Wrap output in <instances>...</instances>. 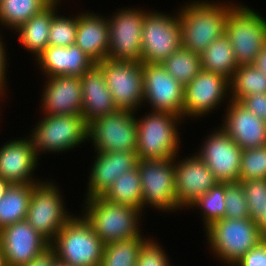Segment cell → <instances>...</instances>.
<instances>
[{
  "instance_id": "1",
  "label": "cell",
  "mask_w": 266,
  "mask_h": 266,
  "mask_svg": "<svg viewBox=\"0 0 266 266\" xmlns=\"http://www.w3.org/2000/svg\"><path fill=\"white\" fill-rule=\"evenodd\" d=\"M237 5L195 0L181 6L177 13L182 30V47L201 55L213 41L225 34L229 13Z\"/></svg>"
},
{
  "instance_id": "2",
  "label": "cell",
  "mask_w": 266,
  "mask_h": 266,
  "mask_svg": "<svg viewBox=\"0 0 266 266\" xmlns=\"http://www.w3.org/2000/svg\"><path fill=\"white\" fill-rule=\"evenodd\" d=\"M84 202L86 206L83 216L104 245L141 236V209L116 204L102 196L91 197Z\"/></svg>"
},
{
  "instance_id": "3",
  "label": "cell",
  "mask_w": 266,
  "mask_h": 266,
  "mask_svg": "<svg viewBox=\"0 0 266 266\" xmlns=\"http://www.w3.org/2000/svg\"><path fill=\"white\" fill-rule=\"evenodd\" d=\"M78 216V217H77ZM73 216L50 242L56 260L69 266H100L104 243L82 216Z\"/></svg>"
},
{
  "instance_id": "4",
  "label": "cell",
  "mask_w": 266,
  "mask_h": 266,
  "mask_svg": "<svg viewBox=\"0 0 266 266\" xmlns=\"http://www.w3.org/2000/svg\"><path fill=\"white\" fill-rule=\"evenodd\" d=\"M214 257L233 266L264 239L256 219L223 218L205 229ZM231 264V265H230Z\"/></svg>"
},
{
  "instance_id": "5",
  "label": "cell",
  "mask_w": 266,
  "mask_h": 266,
  "mask_svg": "<svg viewBox=\"0 0 266 266\" xmlns=\"http://www.w3.org/2000/svg\"><path fill=\"white\" fill-rule=\"evenodd\" d=\"M151 112L141 119L136 118L139 159L175 158L181 145L177 125L183 118L170 112Z\"/></svg>"
},
{
  "instance_id": "6",
  "label": "cell",
  "mask_w": 266,
  "mask_h": 266,
  "mask_svg": "<svg viewBox=\"0 0 266 266\" xmlns=\"http://www.w3.org/2000/svg\"><path fill=\"white\" fill-rule=\"evenodd\" d=\"M225 34L238 65H253L266 44V19L253 8L237 5L229 13Z\"/></svg>"
},
{
  "instance_id": "7",
  "label": "cell",
  "mask_w": 266,
  "mask_h": 266,
  "mask_svg": "<svg viewBox=\"0 0 266 266\" xmlns=\"http://www.w3.org/2000/svg\"><path fill=\"white\" fill-rule=\"evenodd\" d=\"M88 123L83 115H44L31 131L37 156L41 152L68 151L87 140Z\"/></svg>"
},
{
  "instance_id": "8",
  "label": "cell",
  "mask_w": 266,
  "mask_h": 266,
  "mask_svg": "<svg viewBox=\"0 0 266 266\" xmlns=\"http://www.w3.org/2000/svg\"><path fill=\"white\" fill-rule=\"evenodd\" d=\"M87 140L94 152L136 151L137 122L135 112L117 109L88 123Z\"/></svg>"
},
{
  "instance_id": "9",
  "label": "cell",
  "mask_w": 266,
  "mask_h": 266,
  "mask_svg": "<svg viewBox=\"0 0 266 266\" xmlns=\"http://www.w3.org/2000/svg\"><path fill=\"white\" fill-rule=\"evenodd\" d=\"M41 181L33 186L27 211V222L51 242L62 227L74 216L68 213L57 186Z\"/></svg>"
},
{
  "instance_id": "10",
  "label": "cell",
  "mask_w": 266,
  "mask_h": 266,
  "mask_svg": "<svg viewBox=\"0 0 266 266\" xmlns=\"http://www.w3.org/2000/svg\"><path fill=\"white\" fill-rule=\"evenodd\" d=\"M137 167L142 186V211L146 206L163 212L179 210L175 191V158L139 159Z\"/></svg>"
},
{
  "instance_id": "11",
  "label": "cell",
  "mask_w": 266,
  "mask_h": 266,
  "mask_svg": "<svg viewBox=\"0 0 266 266\" xmlns=\"http://www.w3.org/2000/svg\"><path fill=\"white\" fill-rule=\"evenodd\" d=\"M96 64L104 73L115 106L137 113L144 102L143 63L104 59Z\"/></svg>"
},
{
  "instance_id": "12",
  "label": "cell",
  "mask_w": 266,
  "mask_h": 266,
  "mask_svg": "<svg viewBox=\"0 0 266 266\" xmlns=\"http://www.w3.org/2000/svg\"><path fill=\"white\" fill-rule=\"evenodd\" d=\"M176 15V16H174ZM149 11L142 25V63L161 64L182 47L178 14Z\"/></svg>"
},
{
  "instance_id": "13",
  "label": "cell",
  "mask_w": 266,
  "mask_h": 266,
  "mask_svg": "<svg viewBox=\"0 0 266 266\" xmlns=\"http://www.w3.org/2000/svg\"><path fill=\"white\" fill-rule=\"evenodd\" d=\"M148 12L140 8H124L109 17L107 59L142 62V25Z\"/></svg>"
},
{
  "instance_id": "14",
  "label": "cell",
  "mask_w": 266,
  "mask_h": 266,
  "mask_svg": "<svg viewBox=\"0 0 266 266\" xmlns=\"http://www.w3.org/2000/svg\"><path fill=\"white\" fill-rule=\"evenodd\" d=\"M144 103L152 111L170 112L183 118L184 86L161 64L143 63Z\"/></svg>"
},
{
  "instance_id": "15",
  "label": "cell",
  "mask_w": 266,
  "mask_h": 266,
  "mask_svg": "<svg viewBox=\"0 0 266 266\" xmlns=\"http://www.w3.org/2000/svg\"><path fill=\"white\" fill-rule=\"evenodd\" d=\"M213 130L196 153L220 183L239 182L242 149L222 129Z\"/></svg>"
},
{
  "instance_id": "16",
  "label": "cell",
  "mask_w": 266,
  "mask_h": 266,
  "mask_svg": "<svg viewBox=\"0 0 266 266\" xmlns=\"http://www.w3.org/2000/svg\"><path fill=\"white\" fill-rule=\"evenodd\" d=\"M229 90L228 79L201 69L184 87L183 119L206 116L225 101Z\"/></svg>"
},
{
  "instance_id": "17",
  "label": "cell",
  "mask_w": 266,
  "mask_h": 266,
  "mask_svg": "<svg viewBox=\"0 0 266 266\" xmlns=\"http://www.w3.org/2000/svg\"><path fill=\"white\" fill-rule=\"evenodd\" d=\"M0 245L5 266H23L50 247V242L27 220L0 230Z\"/></svg>"
},
{
  "instance_id": "18",
  "label": "cell",
  "mask_w": 266,
  "mask_h": 266,
  "mask_svg": "<svg viewBox=\"0 0 266 266\" xmlns=\"http://www.w3.org/2000/svg\"><path fill=\"white\" fill-rule=\"evenodd\" d=\"M175 156V191L177 207L189 209L199 197L212 189L218 181L198 155L179 161ZM178 159V161L176 160Z\"/></svg>"
},
{
  "instance_id": "19",
  "label": "cell",
  "mask_w": 266,
  "mask_h": 266,
  "mask_svg": "<svg viewBox=\"0 0 266 266\" xmlns=\"http://www.w3.org/2000/svg\"><path fill=\"white\" fill-rule=\"evenodd\" d=\"M38 160L30 137L10 140L0 147V176L11 184L39 183L33 179Z\"/></svg>"
},
{
  "instance_id": "20",
  "label": "cell",
  "mask_w": 266,
  "mask_h": 266,
  "mask_svg": "<svg viewBox=\"0 0 266 266\" xmlns=\"http://www.w3.org/2000/svg\"><path fill=\"white\" fill-rule=\"evenodd\" d=\"M41 108L45 115H82L81 78L60 75L46 79Z\"/></svg>"
},
{
  "instance_id": "21",
  "label": "cell",
  "mask_w": 266,
  "mask_h": 266,
  "mask_svg": "<svg viewBox=\"0 0 266 266\" xmlns=\"http://www.w3.org/2000/svg\"><path fill=\"white\" fill-rule=\"evenodd\" d=\"M228 100L222 129L242 150L265 146L266 123L239 101Z\"/></svg>"
},
{
  "instance_id": "22",
  "label": "cell",
  "mask_w": 266,
  "mask_h": 266,
  "mask_svg": "<svg viewBox=\"0 0 266 266\" xmlns=\"http://www.w3.org/2000/svg\"><path fill=\"white\" fill-rule=\"evenodd\" d=\"M95 157L85 199L102 196L117 178L137 167L139 161L136 151L97 152Z\"/></svg>"
},
{
  "instance_id": "23",
  "label": "cell",
  "mask_w": 266,
  "mask_h": 266,
  "mask_svg": "<svg viewBox=\"0 0 266 266\" xmlns=\"http://www.w3.org/2000/svg\"><path fill=\"white\" fill-rule=\"evenodd\" d=\"M35 59L47 78L60 75L81 77L95 64L76 44L68 47L48 45Z\"/></svg>"
},
{
  "instance_id": "24",
  "label": "cell",
  "mask_w": 266,
  "mask_h": 266,
  "mask_svg": "<svg viewBox=\"0 0 266 266\" xmlns=\"http://www.w3.org/2000/svg\"><path fill=\"white\" fill-rule=\"evenodd\" d=\"M80 78L83 99L82 115L87 123L118 109L106 86L104 73L96 63Z\"/></svg>"
},
{
  "instance_id": "25",
  "label": "cell",
  "mask_w": 266,
  "mask_h": 266,
  "mask_svg": "<svg viewBox=\"0 0 266 266\" xmlns=\"http://www.w3.org/2000/svg\"><path fill=\"white\" fill-rule=\"evenodd\" d=\"M75 44L95 63L107 59L109 47L108 17L89 13L78 15Z\"/></svg>"
},
{
  "instance_id": "26",
  "label": "cell",
  "mask_w": 266,
  "mask_h": 266,
  "mask_svg": "<svg viewBox=\"0 0 266 266\" xmlns=\"http://www.w3.org/2000/svg\"><path fill=\"white\" fill-rule=\"evenodd\" d=\"M57 5H48L40 13L32 16L15 31L20 45L37 58L48 46L49 32L53 16L58 12Z\"/></svg>"
},
{
  "instance_id": "27",
  "label": "cell",
  "mask_w": 266,
  "mask_h": 266,
  "mask_svg": "<svg viewBox=\"0 0 266 266\" xmlns=\"http://www.w3.org/2000/svg\"><path fill=\"white\" fill-rule=\"evenodd\" d=\"M200 60L201 69L219 74L229 81L239 67L226 34L213 41L200 55Z\"/></svg>"
},
{
  "instance_id": "28",
  "label": "cell",
  "mask_w": 266,
  "mask_h": 266,
  "mask_svg": "<svg viewBox=\"0 0 266 266\" xmlns=\"http://www.w3.org/2000/svg\"><path fill=\"white\" fill-rule=\"evenodd\" d=\"M35 184L37 183L9 185L6 194L0 198V230L26 219Z\"/></svg>"
},
{
  "instance_id": "29",
  "label": "cell",
  "mask_w": 266,
  "mask_h": 266,
  "mask_svg": "<svg viewBox=\"0 0 266 266\" xmlns=\"http://www.w3.org/2000/svg\"><path fill=\"white\" fill-rule=\"evenodd\" d=\"M106 200L142 210V186L138 167L125 172L102 195Z\"/></svg>"
},
{
  "instance_id": "30",
  "label": "cell",
  "mask_w": 266,
  "mask_h": 266,
  "mask_svg": "<svg viewBox=\"0 0 266 266\" xmlns=\"http://www.w3.org/2000/svg\"><path fill=\"white\" fill-rule=\"evenodd\" d=\"M230 82L228 96L232 101H240L243 97L256 93H266V75L254 65H241L235 72Z\"/></svg>"
},
{
  "instance_id": "31",
  "label": "cell",
  "mask_w": 266,
  "mask_h": 266,
  "mask_svg": "<svg viewBox=\"0 0 266 266\" xmlns=\"http://www.w3.org/2000/svg\"><path fill=\"white\" fill-rule=\"evenodd\" d=\"M48 5L44 0H0V25L16 30Z\"/></svg>"
},
{
  "instance_id": "32",
  "label": "cell",
  "mask_w": 266,
  "mask_h": 266,
  "mask_svg": "<svg viewBox=\"0 0 266 266\" xmlns=\"http://www.w3.org/2000/svg\"><path fill=\"white\" fill-rule=\"evenodd\" d=\"M146 239L141 235L104 245L100 266H136L140 249Z\"/></svg>"
},
{
  "instance_id": "33",
  "label": "cell",
  "mask_w": 266,
  "mask_h": 266,
  "mask_svg": "<svg viewBox=\"0 0 266 266\" xmlns=\"http://www.w3.org/2000/svg\"><path fill=\"white\" fill-rule=\"evenodd\" d=\"M161 65L185 87L201 70L200 54L181 47Z\"/></svg>"
},
{
  "instance_id": "34",
  "label": "cell",
  "mask_w": 266,
  "mask_h": 266,
  "mask_svg": "<svg viewBox=\"0 0 266 266\" xmlns=\"http://www.w3.org/2000/svg\"><path fill=\"white\" fill-rule=\"evenodd\" d=\"M225 183L218 182L212 189L199 197L189 207L201 210L205 229L212 223L224 218L225 213Z\"/></svg>"
},
{
  "instance_id": "35",
  "label": "cell",
  "mask_w": 266,
  "mask_h": 266,
  "mask_svg": "<svg viewBox=\"0 0 266 266\" xmlns=\"http://www.w3.org/2000/svg\"><path fill=\"white\" fill-rule=\"evenodd\" d=\"M266 179V145L242 150L239 181Z\"/></svg>"
},
{
  "instance_id": "36",
  "label": "cell",
  "mask_w": 266,
  "mask_h": 266,
  "mask_svg": "<svg viewBox=\"0 0 266 266\" xmlns=\"http://www.w3.org/2000/svg\"><path fill=\"white\" fill-rule=\"evenodd\" d=\"M77 27L78 15L67 18L56 13L51 22L48 45L68 47L75 44Z\"/></svg>"
},
{
  "instance_id": "37",
  "label": "cell",
  "mask_w": 266,
  "mask_h": 266,
  "mask_svg": "<svg viewBox=\"0 0 266 266\" xmlns=\"http://www.w3.org/2000/svg\"><path fill=\"white\" fill-rule=\"evenodd\" d=\"M225 213L224 218H250L247 200L240 182L225 183Z\"/></svg>"
},
{
  "instance_id": "38",
  "label": "cell",
  "mask_w": 266,
  "mask_h": 266,
  "mask_svg": "<svg viewBox=\"0 0 266 266\" xmlns=\"http://www.w3.org/2000/svg\"><path fill=\"white\" fill-rule=\"evenodd\" d=\"M239 182L244 190L250 218L257 219L266 206V179Z\"/></svg>"
},
{
  "instance_id": "39",
  "label": "cell",
  "mask_w": 266,
  "mask_h": 266,
  "mask_svg": "<svg viewBox=\"0 0 266 266\" xmlns=\"http://www.w3.org/2000/svg\"><path fill=\"white\" fill-rule=\"evenodd\" d=\"M165 253L163 248L148 236L142 244L136 266H172Z\"/></svg>"
},
{
  "instance_id": "40",
  "label": "cell",
  "mask_w": 266,
  "mask_h": 266,
  "mask_svg": "<svg viewBox=\"0 0 266 266\" xmlns=\"http://www.w3.org/2000/svg\"><path fill=\"white\" fill-rule=\"evenodd\" d=\"M239 102L266 123V93L249 95Z\"/></svg>"
},
{
  "instance_id": "41",
  "label": "cell",
  "mask_w": 266,
  "mask_h": 266,
  "mask_svg": "<svg viewBox=\"0 0 266 266\" xmlns=\"http://www.w3.org/2000/svg\"><path fill=\"white\" fill-rule=\"evenodd\" d=\"M233 266H266V240L247 252Z\"/></svg>"
},
{
  "instance_id": "42",
  "label": "cell",
  "mask_w": 266,
  "mask_h": 266,
  "mask_svg": "<svg viewBox=\"0 0 266 266\" xmlns=\"http://www.w3.org/2000/svg\"><path fill=\"white\" fill-rule=\"evenodd\" d=\"M2 37L0 35V99L5 96L6 94V90L7 88L5 89L6 87V81L7 79L6 78V70H7V67L8 66L7 64V59H6V52H5V47L6 45L3 44V41H2ZM5 46V47H4ZM4 94V95H3ZM3 95V96H2Z\"/></svg>"
},
{
  "instance_id": "43",
  "label": "cell",
  "mask_w": 266,
  "mask_h": 266,
  "mask_svg": "<svg viewBox=\"0 0 266 266\" xmlns=\"http://www.w3.org/2000/svg\"><path fill=\"white\" fill-rule=\"evenodd\" d=\"M56 260V256L51 247L45 250L43 253L36 256L28 264L23 266H51V264Z\"/></svg>"
},
{
  "instance_id": "44",
  "label": "cell",
  "mask_w": 266,
  "mask_h": 266,
  "mask_svg": "<svg viewBox=\"0 0 266 266\" xmlns=\"http://www.w3.org/2000/svg\"><path fill=\"white\" fill-rule=\"evenodd\" d=\"M259 71L266 75V44L262 47V50L256 57L253 64Z\"/></svg>"
},
{
  "instance_id": "45",
  "label": "cell",
  "mask_w": 266,
  "mask_h": 266,
  "mask_svg": "<svg viewBox=\"0 0 266 266\" xmlns=\"http://www.w3.org/2000/svg\"><path fill=\"white\" fill-rule=\"evenodd\" d=\"M261 230L263 239L266 240V206L262 214L256 219Z\"/></svg>"
},
{
  "instance_id": "46",
  "label": "cell",
  "mask_w": 266,
  "mask_h": 266,
  "mask_svg": "<svg viewBox=\"0 0 266 266\" xmlns=\"http://www.w3.org/2000/svg\"><path fill=\"white\" fill-rule=\"evenodd\" d=\"M10 184V182L0 176V198H2L6 194L7 188Z\"/></svg>"
},
{
  "instance_id": "47",
  "label": "cell",
  "mask_w": 266,
  "mask_h": 266,
  "mask_svg": "<svg viewBox=\"0 0 266 266\" xmlns=\"http://www.w3.org/2000/svg\"><path fill=\"white\" fill-rule=\"evenodd\" d=\"M46 1L49 5H57V3L59 4V2H61V0H44Z\"/></svg>"
},
{
  "instance_id": "48",
  "label": "cell",
  "mask_w": 266,
  "mask_h": 266,
  "mask_svg": "<svg viewBox=\"0 0 266 266\" xmlns=\"http://www.w3.org/2000/svg\"><path fill=\"white\" fill-rule=\"evenodd\" d=\"M0 266H5L3 254H2V251H1V245H0Z\"/></svg>"
},
{
  "instance_id": "49",
  "label": "cell",
  "mask_w": 266,
  "mask_h": 266,
  "mask_svg": "<svg viewBox=\"0 0 266 266\" xmlns=\"http://www.w3.org/2000/svg\"><path fill=\"white\" fill-rule=\"evenodd\" d=\"M51 266H63V263H61V262L55 260V261L51 264Z\"/></svg>"
}]
</instances>
